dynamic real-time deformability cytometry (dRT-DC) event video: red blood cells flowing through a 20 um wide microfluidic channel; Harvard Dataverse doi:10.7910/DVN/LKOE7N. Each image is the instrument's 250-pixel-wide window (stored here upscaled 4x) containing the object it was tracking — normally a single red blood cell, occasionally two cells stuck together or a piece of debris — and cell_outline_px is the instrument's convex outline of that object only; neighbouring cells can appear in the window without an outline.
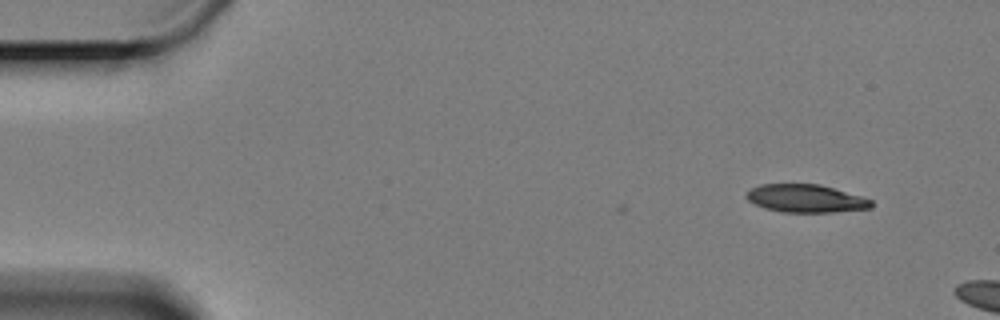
{"species": "Egyptian fruit bat (a non-hibernating species)", "species_latin": "Rousettus aegyptiacus", "temperature_condition": "cold", "stored_images_in_passage": 3, "camera_frame_rate_fps": 3000, "um_per_image_px": 0.085, "animal": {"sex": "female"}, "frame": {"image": 1, "passage_image": 1, "time_ms": 0.0, "image_size_px": [1000, 320], "cell_outline_px": [[872, 208], [832, 212], [780, 212], [764, 208], [752, 204], [744, 196], [744, 192], [760, 184], [820, 184], [864, 196], [872, 200]], "centroid_in_image_um": [68.46, 16.87], "position_along_channel_um": 16.5, "area_um2": 20.69}}